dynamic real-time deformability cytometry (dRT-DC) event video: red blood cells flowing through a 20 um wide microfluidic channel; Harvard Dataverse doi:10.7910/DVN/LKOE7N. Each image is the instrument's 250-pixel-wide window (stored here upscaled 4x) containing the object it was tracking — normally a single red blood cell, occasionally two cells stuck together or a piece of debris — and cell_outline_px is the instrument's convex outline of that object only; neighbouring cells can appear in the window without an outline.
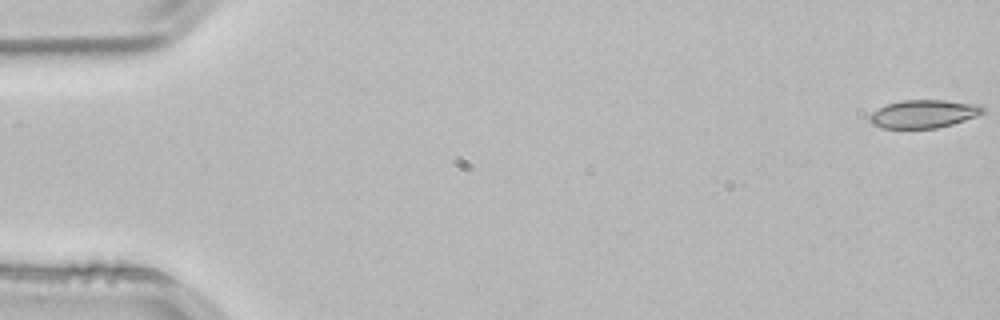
{"species": "common noctule bat (a hibernating species)", "species_latin": "Nyctalus noctula", "temperature_condition": "room temperature", "stored_images_in_passage": 53, "camera_frame_rate_fps": 3000, "um_per_image_px": 0.085, "animal": {"sex": "male", "body_mass_g": 21.5, "forearm_length_mm": 52.0}, "frame": {"image": 1, "passage_image": 1, "time_ms": 0.0, "image_size_px": [1000, 320], "cell_outline_px": [[984, 112], [976, 116], [952, 124], [936, 128], [884, 128], [872, 124], [868, 120], [868, 116], [872, 112], [888, 104], [900, 100], [944, 100], [984, 104]], "centroid_in_image_um": [78.53, 9.67], "position_along_channel_um": 6.5, "area_um2": 18.61}}
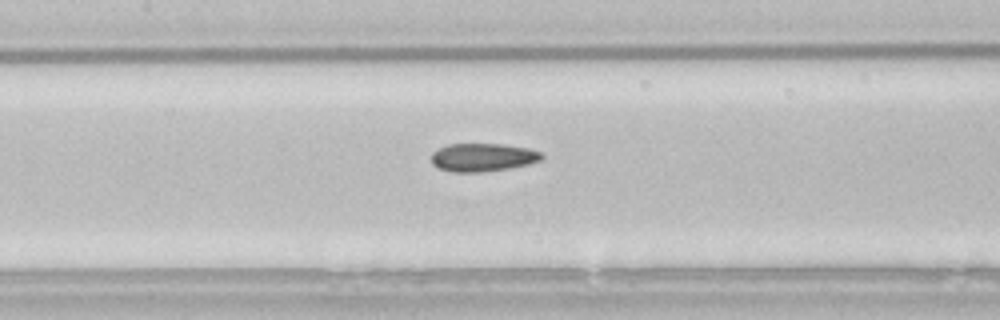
{"frame": {"image": 2, "passage_image": 25, "time_ms": 8.0, "image_size_px": [1000, 320], "cell_outline_px": [[544, 156], [540, 160], [528, 164], [508, 168], [480, 172], [452, 172], [440, 168], [432, 164], [432, 152], [436, 148], [448, 144], [504, 144], [528, 148], [540, 152]], "centroid_in_image_um": [41.01, 13.36], "position_along_channel_um": 166.4, "area_um2": 18.09}}
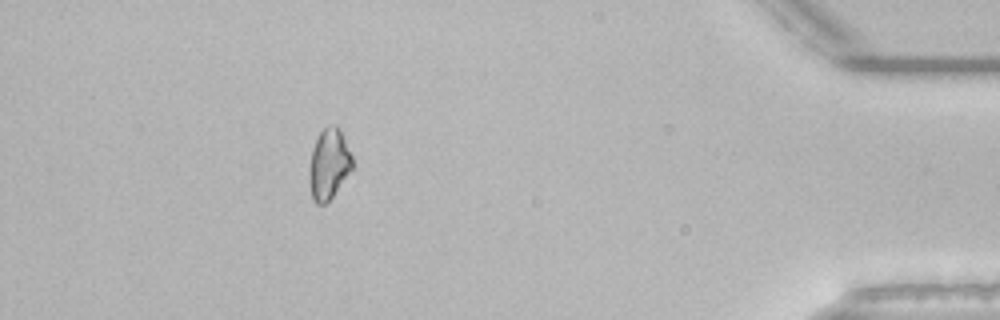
{"frame": {"image": 3, "passage_image": 48, "time_ms": 15.667, "image_size_px": [1000, 320], "cell_outline_px": [[352, 168], [332, 196], [324, 204], [316, 204], [312, 200], [308, 180], [308, 168], [312, 148], [320, 132], [324, 128], [332, 124], [336, 124], [340, 128], [352, 156]], "centroid_in_image_um": [27.92, 13.93], "position_along_channel_um": 407.3, "area_um2": 17.74}, "authors_computed_cell_mechanics": {"area_um2": 18.3226, "velocity_mm_per_s": 3.8416, "shape_relaxation_time_tau1_ms": 5.571, "shape_relaxation_time_tau2_ms": 3.4442, "deformation_change_tau1": 0.112, "deformation_change_tau2": 0.0997}}